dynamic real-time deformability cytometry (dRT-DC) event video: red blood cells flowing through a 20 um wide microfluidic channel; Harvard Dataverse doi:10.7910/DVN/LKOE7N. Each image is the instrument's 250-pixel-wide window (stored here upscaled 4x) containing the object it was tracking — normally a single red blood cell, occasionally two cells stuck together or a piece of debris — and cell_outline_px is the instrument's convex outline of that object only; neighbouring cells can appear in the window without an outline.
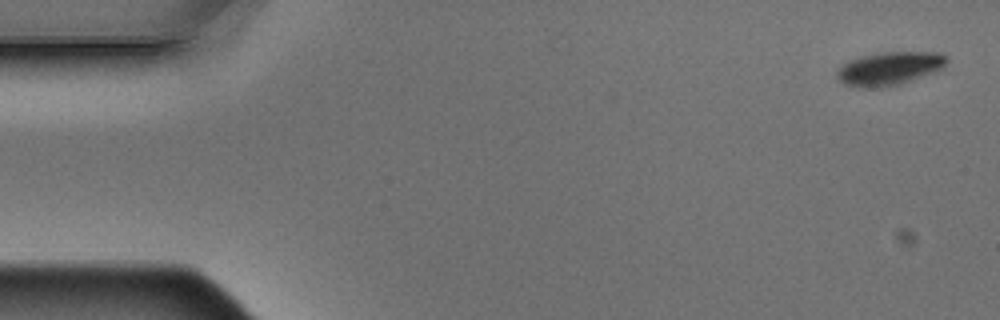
{"species": "Egyptian fruit bat (a non-hibernating species)", "species_latin": "Rousettus aegyptiacus", "temperature_condition": "warm", "stored_images_in_passage": 5, "camera_frame_rate_fps": 3000, "um_per_image_px": 0.085, "animal": {"sex": "male"}, "frame": {"image": 1, "passage_image": 1, "time_ms": 0.0, "image_size_px": [1000, 320], "cell_outline_px": [[948, 56], [944, 68], [900, 84], [880, 88], [856, 88], [844, 84], [836, 80], [836, 72], [848, 60], [860, 56], [880, 52], [940, 52]], "centroid_in_image_um": [75.56, 5.83], "position_along_channel_um": 9.4, "area_um2": 21.62}}
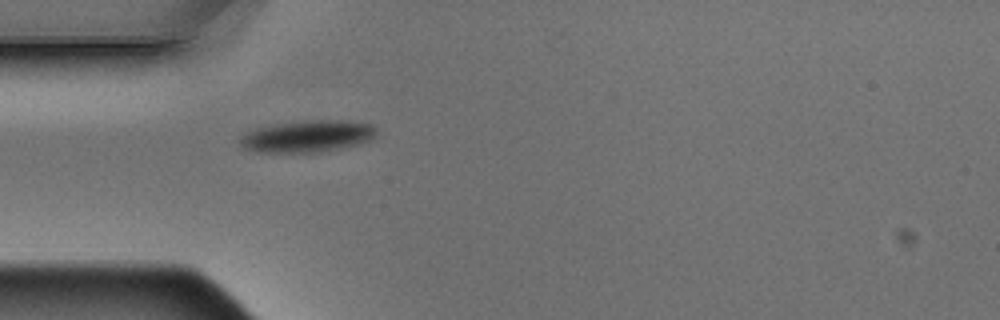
{"frame": {"image": 2, "passage_image": 5, "time_ms": 1.333, "image_size_px": [1000, 320], "cell_outline_px": [[376, 132], [368, 140], [356, 144], [316, 152], [260, 152], [240, 148], [240, 136], [244, 132], [256, 128], [276, 124], [312, 120], [344, 120], [372, 124], [376, 128]], "centroid_in_image_um": [26.05, 11.57], "position_along_channel_um": 58.9, "area_um2": 24.97}}